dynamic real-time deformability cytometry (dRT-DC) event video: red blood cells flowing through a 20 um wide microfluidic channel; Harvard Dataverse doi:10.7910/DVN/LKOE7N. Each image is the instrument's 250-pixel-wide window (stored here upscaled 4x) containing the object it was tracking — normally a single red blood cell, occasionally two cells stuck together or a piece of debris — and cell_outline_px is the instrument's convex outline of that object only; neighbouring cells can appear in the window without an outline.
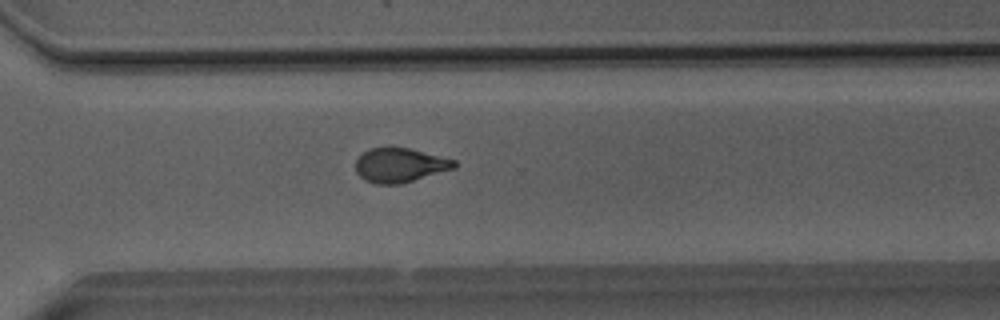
{"species": "Egyptian fruit bat (a non-hibernating species)", "species_latin": "Rousettus aegyptiacus", "temperature_condition": "room temperature", "stored_images_in_passage": 38, "camera_frame_rate_fps": 3000, "um_per_image_px": 0.085, "animal": {"sex": "male"}, "frame": {"image": 1, "passage_image": 37, "time_ms": 12.0, "image_size_px": [1000, 320], "cell_outline_px": [[456, 168], [400, 184], [376, 184], [364, 180], [356, 172], [356, 160], [368, 148], [408, 148], [456, 160]], "centroid_in_image_um": [33.99, 14.05], "position_along_channel_um": 336.6, "area_um2": 19.54}}